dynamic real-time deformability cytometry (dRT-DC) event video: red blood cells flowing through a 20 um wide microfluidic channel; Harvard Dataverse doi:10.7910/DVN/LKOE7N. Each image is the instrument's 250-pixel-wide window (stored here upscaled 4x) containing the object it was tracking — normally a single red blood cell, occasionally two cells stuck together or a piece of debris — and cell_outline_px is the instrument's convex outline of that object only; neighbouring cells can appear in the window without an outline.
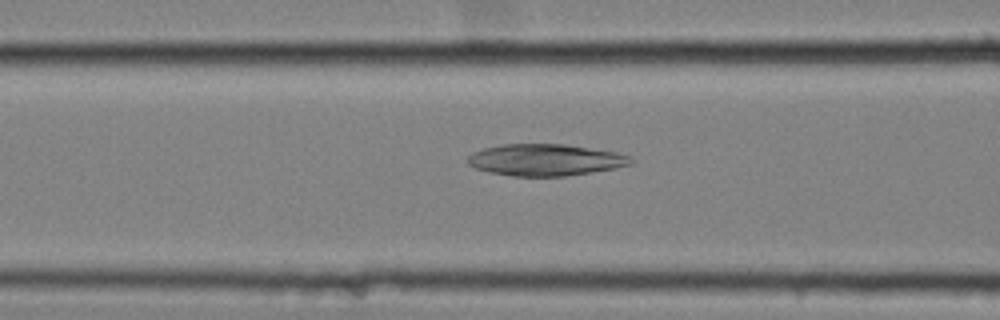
{"species": "common noctule bat (a hibernating species)", "species_latin": "Nyctalus noctula", "temperature_condition": "cold", "stored_images_in_passage": 40, "camera_frame_rate_fps": 3000, "um_per_image_px": 0.085, "animal": {"sex": "female", "body_mass_g": 25.1}, "frame": {"image": 1, "passage_image": 13, "time_ms": 4.0, "image_size_px": [1000, 320], "cell_outline_px": [[636, 160], [632, 164], [612, 168], [564, 176], [512, 176], [488, 172], [476, 168], [468, 164], [468, 156], [472, 152], [484, 148], [504, 144], [564, 144], [616, 152], [628, 156]], "centroid_in_image_um": [46.32, 13.59], "position_along_channel_um": 120.3, "area_um2": 29.88}}
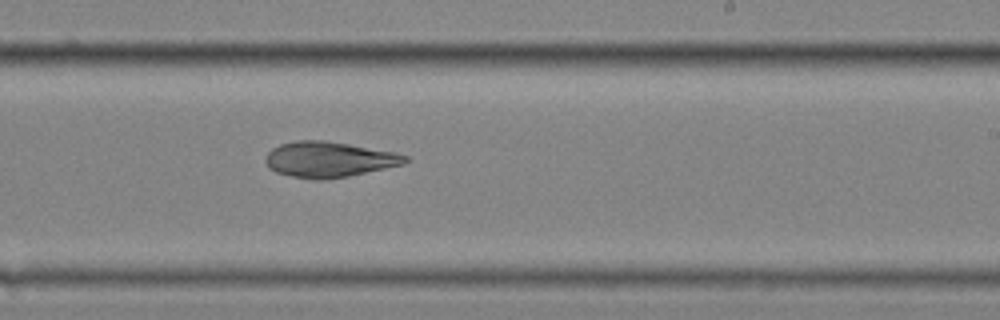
{"frame": {"image": 2, "passage_image": 25, "time_ms": 8.0, "image_size_px": [1000, 320], "cell_outline_px": [[412, 160], [404, 164], [348, 176], [324, 180], [312, 180], [292, 176], [276, 172], [268, 168], [264, 160], [268, 152], [272, 148], [280, 144], [296, 140], [324, 140], [396, 152], [408, 156]], "centroid_in_image_um": [27.96, 13.55], "position_along_channel_um": 261.0, "area_um2": 29.13}}
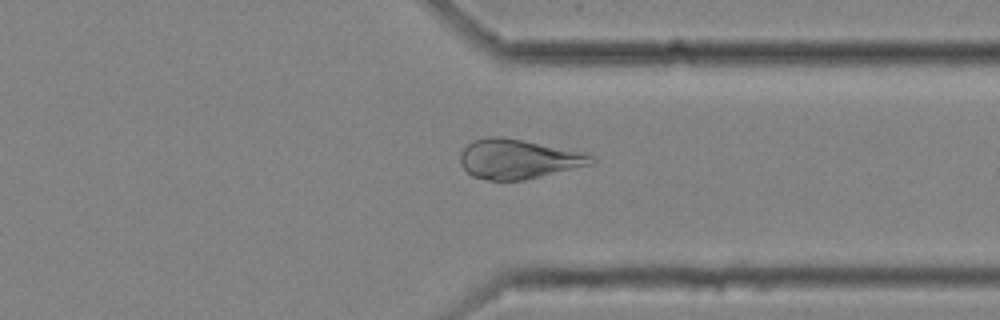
{"frame": {"image": 3, "passage_image": 34, "time_ms": 11.0, "image_size_px": [1000, 320], "cell_outline_px": [[596, 160], [592, 164], [524, 180], [488, 180], [472, 176], [460, 164], [460, 152], [472, 140], [488, 136], [500, 136], [524, 140], [580, 152], [592, 156]], "centroid_in_image_um": [44.0, 13.51], "position_along_channel_um": 367.4, "area_um2": 30.0}}